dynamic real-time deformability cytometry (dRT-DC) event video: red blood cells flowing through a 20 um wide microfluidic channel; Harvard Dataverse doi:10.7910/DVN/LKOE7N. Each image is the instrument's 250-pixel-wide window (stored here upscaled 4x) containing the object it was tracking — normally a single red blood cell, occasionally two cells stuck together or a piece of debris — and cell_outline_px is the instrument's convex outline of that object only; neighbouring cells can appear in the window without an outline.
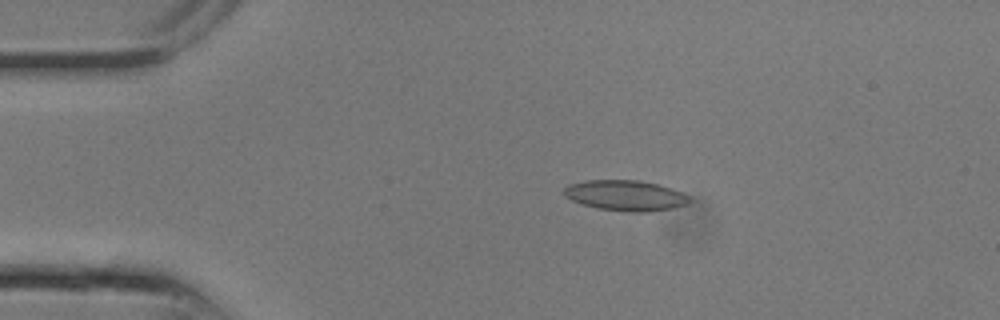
{"species": "common noctule bat (a hibernating species)", "species_latin": "Nyctalus noctula", "temperature_condition": "room temperature", "stored_images_in_passage": 6, "camera_frame_rate_fps": 3000, "um_per_image_px": 0.085, "animal": {"sex": "male", "body_mass_g": 13.3}, "frame": {"image": 1, "passage_image": 2, "time_ms": 0.333, "image_size_px": [1000, 320], "cell_outline_px": [[692, 200], [684, 204], [672, 208], [648, 212], [628, 212], [596, 208], [572, 200], [564, 196], [564, 188], [568, 184], [584, 180], [640, 180], [672, 188], [692, 196]], "centroid_in_image_um": [53.17, 16.61], "position_along_channel_um": 31.8, "area_um2": 22.43}}
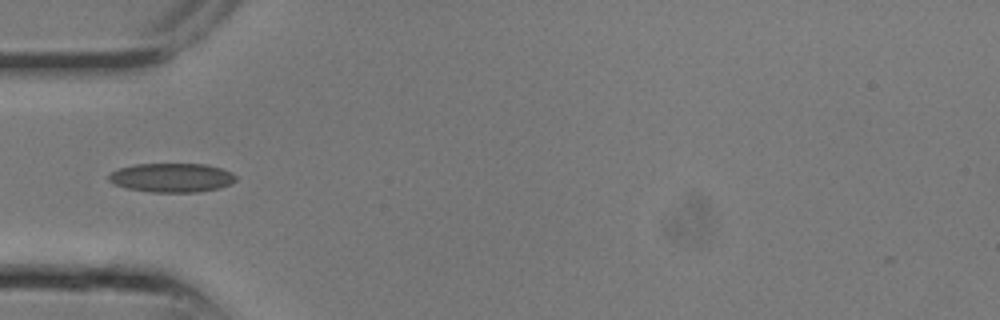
{"frame": {"image": 2, "passage_image": 5, "time_ms": 1.333, "image_size_px": [1000, 320], "cell_outline_px": [[236, 180], [232, 184], [220, 188], [196, 192], [152, 192], [124, 188], [112, 184], [108, 180], [108, 176], [112, 172], [120, 168], [136, 164], [208, 164], [232, 172], [236, 176]], "centroid_in_image_um": [14.6, 15.11], "position_along_channel_um": 70.4, "area_um2": 21.68}}